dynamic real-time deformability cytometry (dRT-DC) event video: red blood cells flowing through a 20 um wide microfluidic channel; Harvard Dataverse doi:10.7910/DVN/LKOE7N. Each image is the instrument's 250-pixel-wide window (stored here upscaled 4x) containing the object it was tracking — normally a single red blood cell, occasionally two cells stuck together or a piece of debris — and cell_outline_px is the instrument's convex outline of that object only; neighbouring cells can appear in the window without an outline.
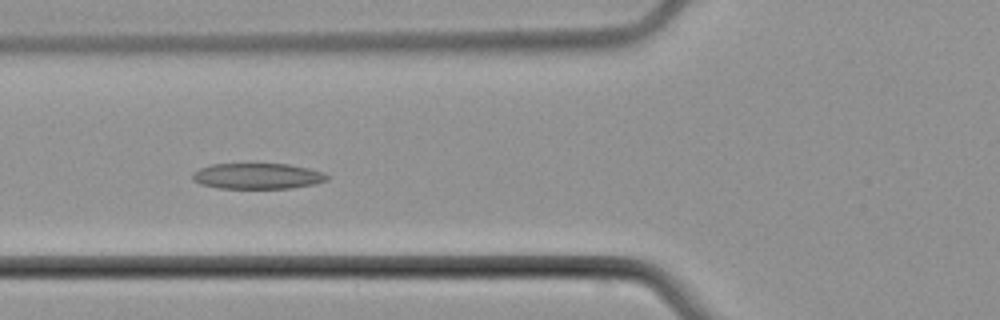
{"species": "common noctule bat (a hibernating species)", "species_latin": "Nyctalus noctula", "temperature_condition": "cold", "stored_images_in_passage": 9, "camera_frame_rate_fps": 3000, "um_per_image_px": 0.085, "animal": {"sex": "male", "body_mass_g": 21.5, "forearm_length_mm": 52.0}, "frame": {"image": 1, "passage_image": 6, "time_ms": 6.333, "image_size_px": [1000, 320], "cell_outline_px": [[328, 180], [316, 184], [292, 188], [220, 188], [200, 184], [192, 180], [192, 172], [200, 168], [212, 164], [288, 164], [308, 168], [324, 172], [328, 176]], "centroid_in_image_um": [21.89, 14.97], "position_along_channel_um": 103.9, "area_um2": 20.29}}
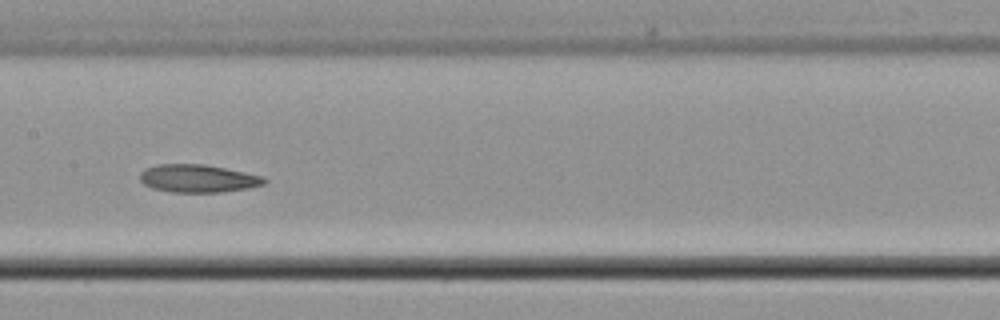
{"frame": {"image": 2, "passage_image": 8, "time_ms": 8.667, "image_size_px": [1000, 320], "cell_outline_px": [[268, 180], [264, 184], [248, 188], [220, 192], [172, 192], [152, 188], [144, 184], [140, 180], [140, 172], [144, 168], [156, 164], [204, 164], [264, 176]], "centroid_in_image_um": [16.81, 15.16], "position_along_channel_um": 190.6, "area_um2": 20.23}}
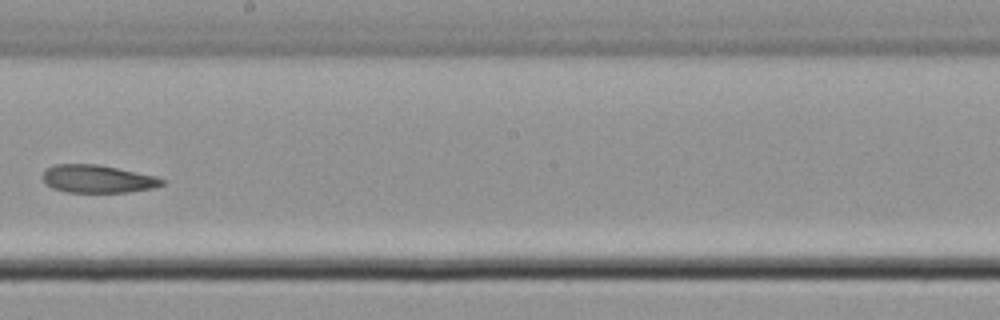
{"frame": {"image": 3, "passage_image": 9, "time_ms": 10.0, "image_size_px": [1000, 320], "cell_outline_px": [[164, 184], [152, 188], [128, 192], [64, 192], [52, 188], [44, 184], [44, 172], [48, 168], [56, 164], [96, 164], [156, 176], [164, 180]], "centroid_in_image_um": [8.28, 15.21], "position_along_channel_um": 239.9, "area_um2": 19.19}}